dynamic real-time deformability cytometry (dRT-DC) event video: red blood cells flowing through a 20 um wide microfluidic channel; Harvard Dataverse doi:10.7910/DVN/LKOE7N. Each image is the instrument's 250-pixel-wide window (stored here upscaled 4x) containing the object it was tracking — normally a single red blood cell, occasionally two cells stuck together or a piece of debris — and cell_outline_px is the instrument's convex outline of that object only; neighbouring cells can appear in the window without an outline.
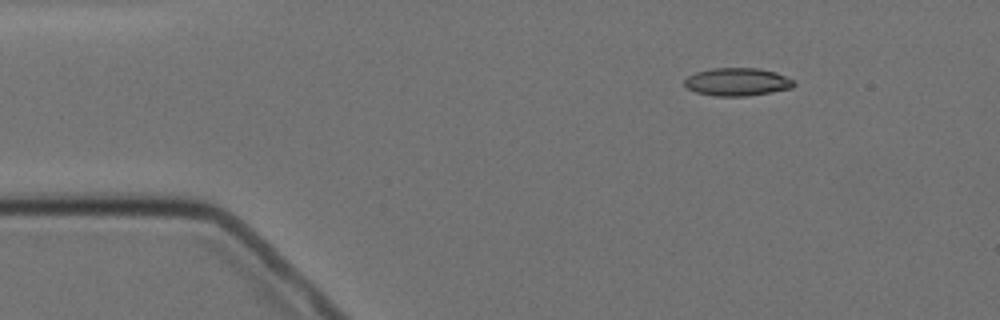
{"species": "Egyptian fruit bat (a non-hibernating species)", "species_latin": "Rousettus aegyptiacus", "temperature_condition": "cold", "stored_images_in_passage": 4, "camera_frame_rate_fps": 3000, "um_per_image_px": 0.085, "animal": {"sex": "female"}, "frame": {"image": 1, "passage_image": 2, "time_ms": 2.0, "image_size_px": [1000, 320], "cell_outline_px": [[796, 84], [792, 88], [772, 92], [744, 96], [712, 96], [696, 92], [688, 88], [684, 84], [684, 80], [688, 76], [696, 72], [712, 68], [760, 68], [776, 72], [792, 80]], "centroid_in_image_um": [62.66, 6.96], "position_along_channel_um": 22.3, "area_um2": 17.8}}